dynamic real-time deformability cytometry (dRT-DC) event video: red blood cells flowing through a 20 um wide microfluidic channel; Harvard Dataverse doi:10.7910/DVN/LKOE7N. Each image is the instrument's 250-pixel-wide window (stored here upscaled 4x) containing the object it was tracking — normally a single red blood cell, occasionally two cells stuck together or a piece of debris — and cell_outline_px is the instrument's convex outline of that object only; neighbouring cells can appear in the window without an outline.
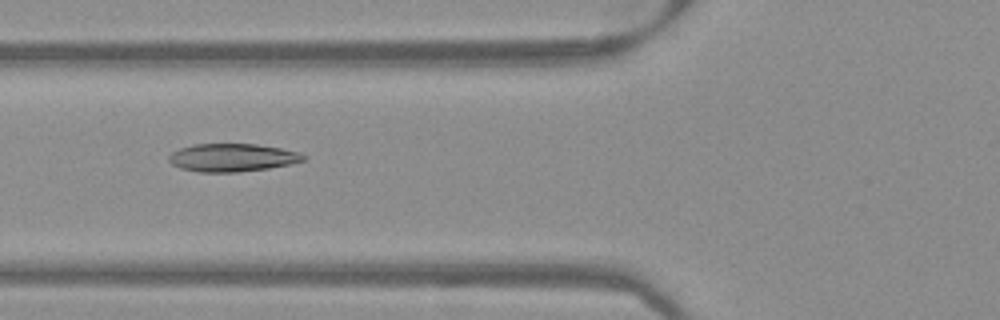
{"species": "Egyptian fruit bat (a non-hibernating species)", "species_latin": "Rousettus aegyptiacus", "temperature_condition": "warm", "stored_images_in_passage": 22, "camera_frame_rate_fps": 3000, "um_per_image_px": 0.085, "frame": {"image": 1, "passage_image": 4, "time_ms": 1.0, "image_size_px": [1000, 320], "cell_outline_px": [[308, 156], [304, 160], [292, 164], [268, 168], [240, 172], [200, 172], [180, 168], [172, 164], [168, 160], [168, 156], [172, 152], [180, 148], [192, 144], [256, 144], [280, 148], [300, 152]], "centroid_in_image_um": [19.76, 13.39], "position_along_channel_um": 106.0, "area_um2": 22.08}}
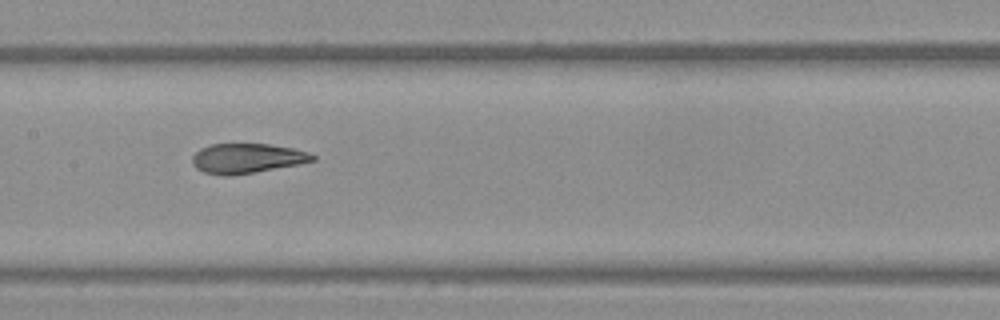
{"frame": {"image": 2, "passage_image": 10, "time_ms": 3.0, "image_size_px": [1000, 320], "cell_outline_px": [[316, 160], [296, 164], [232, 176], [220, 176], [204, 172], [196, 168], [192, 164], [192, 156], [200, 148], [212, 144], [268, 144], [292, 148], [308, 152], [316, 156]], "centroid_in_image_um": [20.94, 13.46], "position_along_channel_um": 186.5, "area_um2": 20.75}}
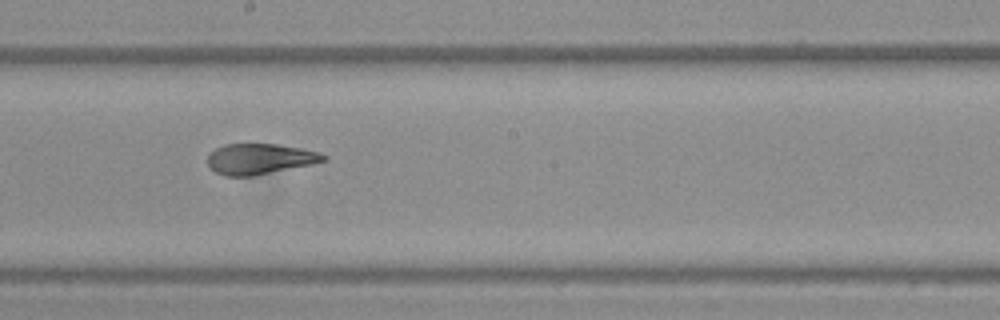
{"frame": {"image": 3, "passage_image": 13, "time_ms": 4.0, "image_size_px": [1000, 320], "cell_outline_px": [[328, 160], [312, 164], [252, 176], [224, 176], [216, 172], [208, 164], [208, 156], [216, 148], [224, 144], [276, 144], [300, 148], [320, 152], [328, 156]], "centroid_in_image_um": [22.11, 13.5], "position_along_channel_um": 226.1, "area_um2": 20.58}}